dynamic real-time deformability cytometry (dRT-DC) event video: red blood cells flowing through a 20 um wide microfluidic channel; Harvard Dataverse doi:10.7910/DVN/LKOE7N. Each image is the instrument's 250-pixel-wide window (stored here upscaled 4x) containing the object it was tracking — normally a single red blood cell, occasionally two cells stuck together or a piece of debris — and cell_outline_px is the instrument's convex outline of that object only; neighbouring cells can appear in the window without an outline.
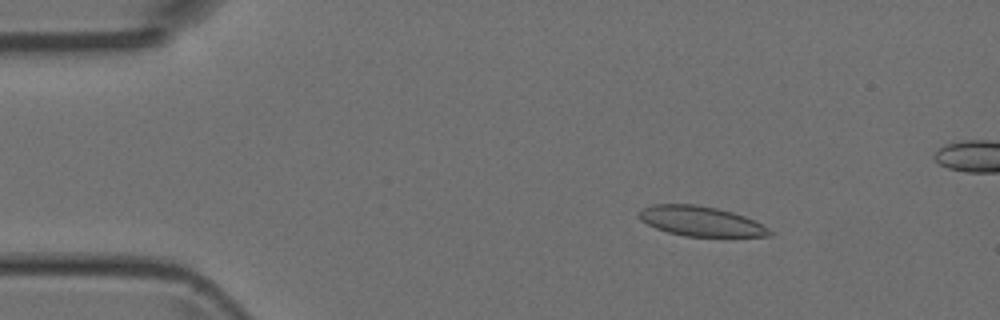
{"species": "Egyptian fruit bat (a non-hibernating species)", "species_latin": "Rousettus aegyptiacus", "temperature_condition": "room temperature", "stored_images_in_passage": 3, "camera_frame_rate_fps": 3000, "um_per_image_px": 0.085, "animal": {"sex": "female"}, "frame": {"image": 1, "passage_image": 1, "time_ms": 0.0, "image_size_px": [1000, 320], "cell_outline_px": [[772, 236], [684, 236], [668, 232], [656, 228], [640, 220], [640, 212], [644, 208], [652, 204], [692, 204], [716, 208], [732, 212], [744, 216], [768, 228], [772, 232]], "centroid_in_image_um": [59.55, 18.8], "position_along_channel_um": 25.4, "area_um2": 22.31}}